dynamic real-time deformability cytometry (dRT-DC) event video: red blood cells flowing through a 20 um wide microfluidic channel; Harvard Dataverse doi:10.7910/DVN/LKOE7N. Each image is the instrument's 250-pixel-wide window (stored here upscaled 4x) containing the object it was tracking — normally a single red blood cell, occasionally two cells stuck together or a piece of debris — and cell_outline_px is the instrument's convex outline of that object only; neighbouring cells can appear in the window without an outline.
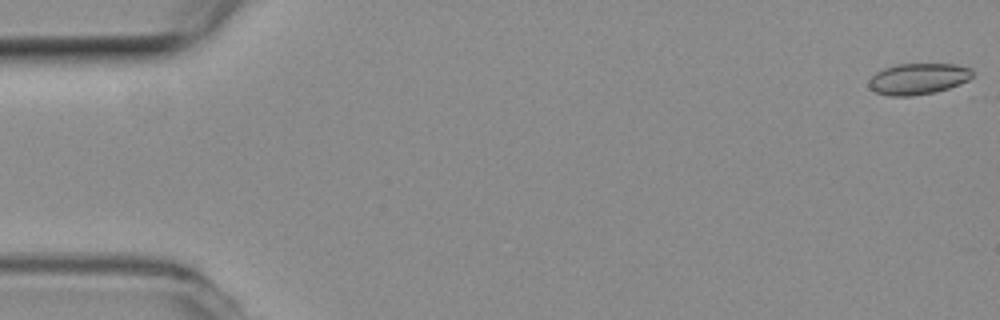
{"species": "common noctule bat (a hibernating species)", "species_latin": "Nyctalus noctula", "temperature_condition": "room temperature", "stored_images_in_passage": 5, "camera_frame_rate_fps": 3000, "um_per_image_px": 0.085, "animal": {"sex": "female", "body_mass_g": 19.3, "forearm_length_mm": 54.1}, "frame": {"image": 1, "passage_image": 1, "time_ms": 0.0, "image_size_px": [1000, 320], "cell_outline_px": [[972, 76], [968, 80], [960, 84], [936, 92], [912, 96], [888, 96], [876, 92], [868, 84], [868, 80], [876, 72], [884, 68], [896, 64], [956, 64], [972, 68]], "centroid_in_image_um": [78.05, 6.7], "position_along_channel_um": 7.0, "area_um2": 18.9}}
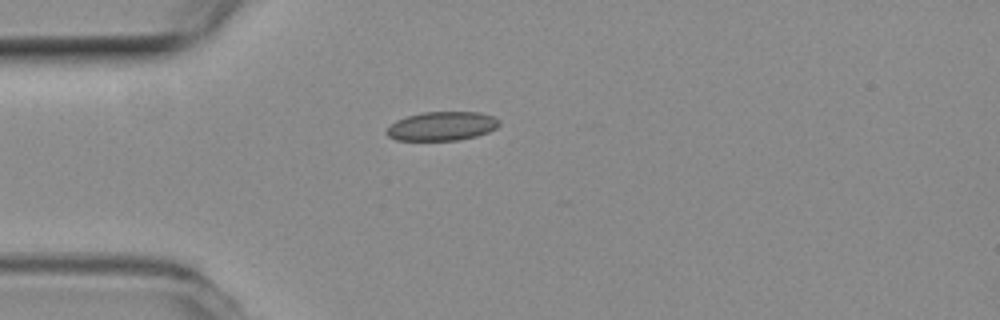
{"frame": {"image": 2, "passage_image": 5, "time_ms": 1.333, "image_size_px": [1000, 320], "cell_outline_px": [[500, 124], [496, 128], [488, 132], [476, 136], [460, 140], [396, 140], [388, 136], [384, 132], [396, 120], [408, 116], [424, 112], [480, 112], [496, 116], [500, 120]], "centroid_in_image_um": [37.6, 10.72], "position_along_channel_um": 47.4, "area_um2": 19.07}}